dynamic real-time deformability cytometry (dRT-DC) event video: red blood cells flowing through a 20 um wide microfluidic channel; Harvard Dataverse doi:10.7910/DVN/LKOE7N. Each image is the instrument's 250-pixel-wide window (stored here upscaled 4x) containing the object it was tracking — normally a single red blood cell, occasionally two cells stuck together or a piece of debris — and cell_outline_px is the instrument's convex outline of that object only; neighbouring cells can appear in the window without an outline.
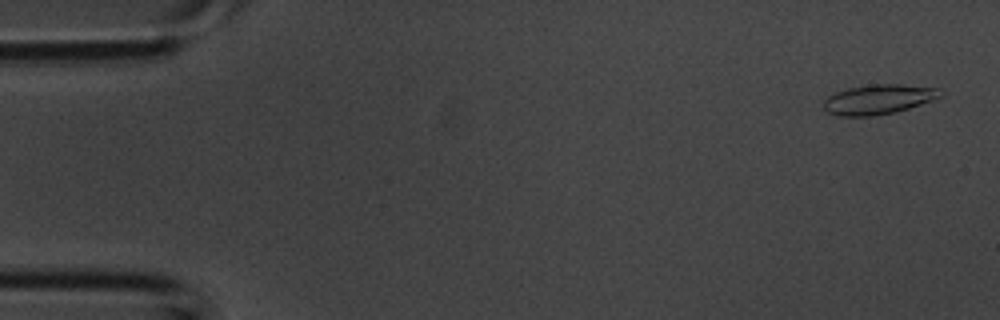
{"species": "common noctule bat (a hibernating species)", "species_latin": "Nyctalus noctula", "temperature_condition": "room temperature", "stored_images_in_passage": 4, "camera_frame_rate_fps": 3000, "um_per_image_px": 0.085, "animal": {"sex": "male", "body_mass_g": 20.1, "forearm_length_mm": 53.5}, "frame": {"image": 1, "passage_image": 1, "time_ms": 0.0, "image_size_px": [1000, 320], "cell_outline_px": [[944, 92], [940, 96], [932, 100], [896, 112], [872, 116], [836, 116], [828, 112], [824, 108], [824, 100], [828, 96], [836, 92], [848, 88], [872, 84], [904, 84], [940, 88]], "centroid_in_image_um": [74.67, 8.44], "position_along_channel_um": 10.3, "area_um2": 20.29}}
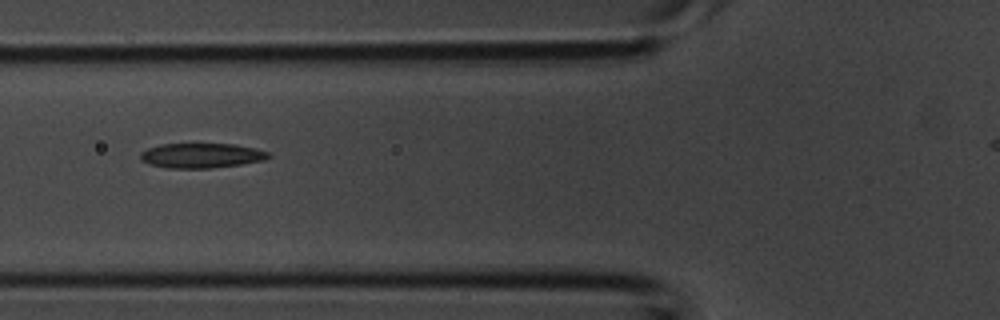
{"frame": {"image": 2, "passage_image": 4, "time_ms": 1.0, "image_size_px": [1000, 320], "cell_outline_px": [[272, 156], [264, 160], [240, 164], [208, 168], [168, 168], [148, 164], [140, 160], [140, 152], [148, 148], [160, 144], [236, 144], [256, 148], [268, 152]], "centroid_in_image_um": [17.1, 13.22], "position_along_channel_um": 108.7, "area_um2": 18.55}}